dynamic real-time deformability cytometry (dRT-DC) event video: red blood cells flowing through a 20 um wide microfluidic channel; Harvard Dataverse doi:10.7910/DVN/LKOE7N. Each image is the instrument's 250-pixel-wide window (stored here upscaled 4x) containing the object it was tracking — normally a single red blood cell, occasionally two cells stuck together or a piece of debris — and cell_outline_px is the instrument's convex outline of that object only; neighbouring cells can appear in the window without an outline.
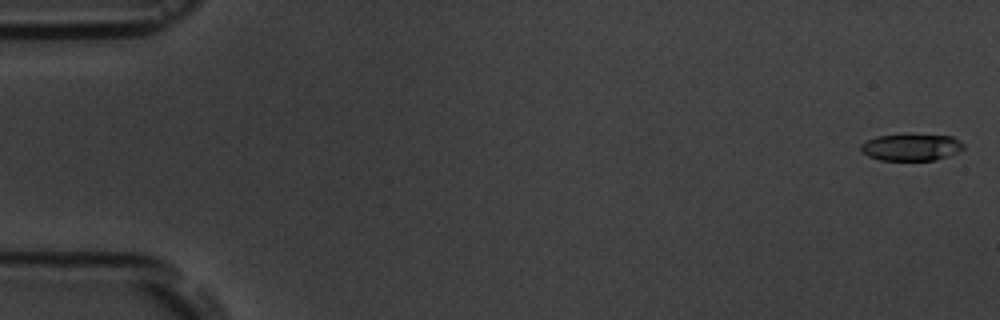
{"species": "common noctule bat (a hibernating species)", "species_latin": "Nyctalus noctula", "temperature_condition": "room temperature", "stored_images_in_passage": 16, "camera_frame_rate_fps": 3000, "um_per_image_px": 0.085, "animal": {"sex": "male", "body_mass_g": 19.5, "forearm_length_mm": 54.6}, "frame": {"image": 1, "passage_image": 1, "time_ms": 0.0, "image_size_px": [1000, 320], "cell_outline_px": [[964, 148], [960, 152], [932, 160], [880, 160], [868, 156], [860, 152], [860, 144], [876, 136], [904, 132], [952, 136], [964, 144]], "centroid_in_image_um": [77.43, 12.47], "position_along_channel_um": 7.6, "area_um2": 16.7}}
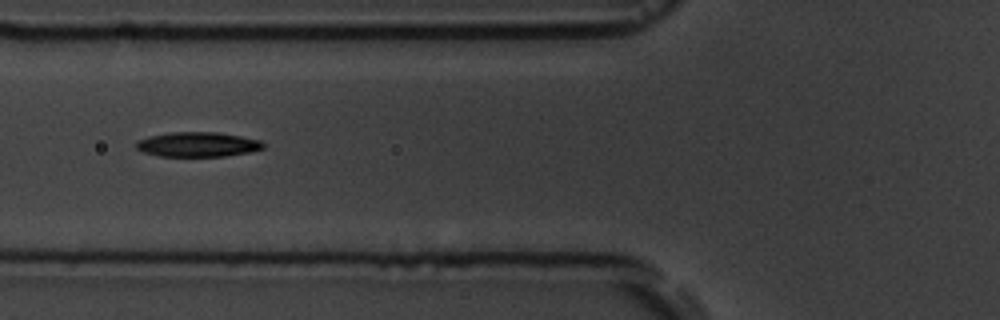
{"frame": {"image": 2, "passage_image": 6, "time_ms": 6.667, "image_size_px": [1000, 320], "cell_outline_px": [[264, 148], [248, 152], [224, 156], [156, 156], [144, 152], [136, 148], [136, 144], [140, 140], [148, 136], [172, 132], [216, 132], [240, 136], [260, 140], [264, 144]], "centroid_in_image_um": [16.79, 12.27], "position_along_channel_um": 109.0, "area_um2": 18.15}}
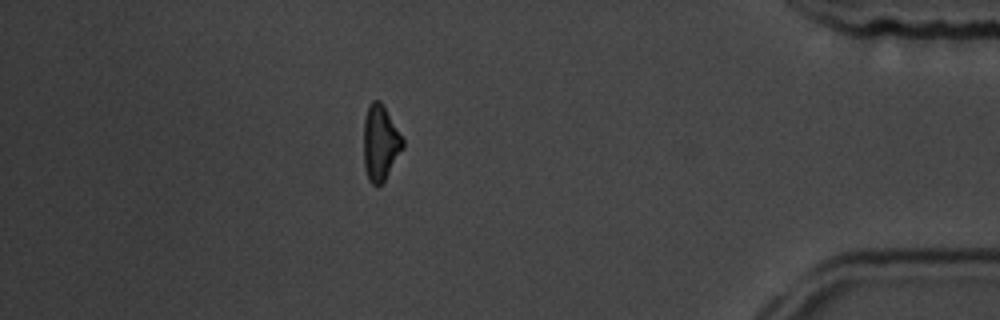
{"frame": {"image": 3, "passage_image": 14, "time_ms": 15.667, "image_size_px": [1000, 320], "cell_outline_px": [[404, 148], [384, 180], [376, 188], [368, 180], [364, 168], [364, 120], [368, 104], [372, 100], [380, 100], [404, 140]], "centroid_in_image_um": [32.32, 12.16], "position_along_channel_um": 402.9, "area_um2": 17.22}, "authors_computed_cell_mechanics": {"area_um2": 17.7157, "velocity_mm_per_s": 3.7507, "shape_relaxation_time_tau1_ms": 3.6586, "shape_relaxation_time_tau2_ms": null, "deformation_change_tau1": 0.1204, "deformation_change_tau2": null}}